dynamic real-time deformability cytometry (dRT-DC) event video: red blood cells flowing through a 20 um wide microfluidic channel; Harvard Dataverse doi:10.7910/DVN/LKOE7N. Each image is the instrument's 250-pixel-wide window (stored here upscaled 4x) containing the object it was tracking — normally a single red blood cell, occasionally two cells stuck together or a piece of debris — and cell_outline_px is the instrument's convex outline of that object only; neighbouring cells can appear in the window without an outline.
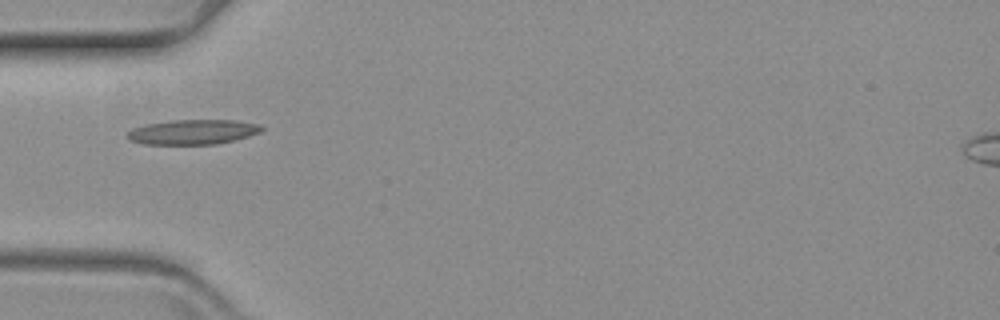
{"species": "common noctule bat (a hibernating species)", "species_latin": "Nyctalus noctula", "temperature_condition": "warm", "stored_images_in_passage": 42, "camera_frame_rate_fps": 3000, "um_per_image_px": 0.085, "animal": {"sex": "female", "body_mass_g": 19.3, "forearm_length_mm": 54.1}, "frame": {"image": 1, "passage_image": 1, "time_ms": 0.0, "image_size_px": [1000, 320], "cell_outline_px": [[264, 128], [260, 132], [248, 136], [216, 144], [144, 144], [128, 140], [124, 136], [132, 128], [144, 124], [168, 120], [236, 120], [260, 124]], "centroid_in_image_um": [16.33, 11.21], "position_along_channel_um": 68.7, "area_um2": 19.59}}
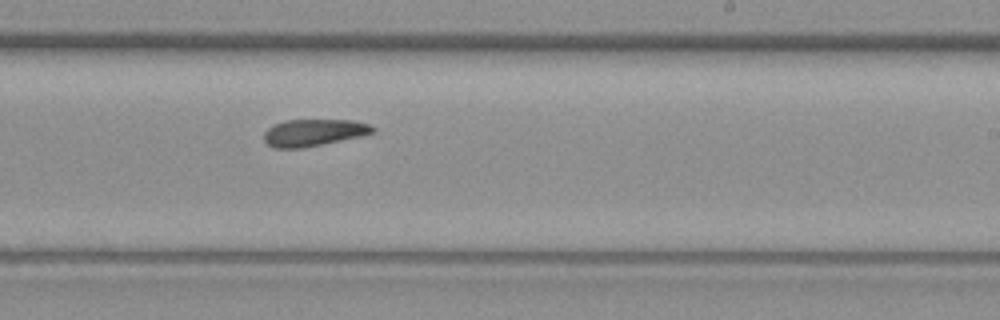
{"frame": {"image": 2, "passage_image": 18, "time_ms": 5.667, "image_size_px": [1000, 320], "cell_outline_px": [[376, 128], [372, 132], [360, 136], [300, 148], [276, 148], [268, 144], [264, 140], [264, 132], [272, 124], [284, 120], [352, 120], [368, 124]], "centroid_in_image_um": [26.61, 11.25], "position_along_channel_um": 262.4, "area_um2": 16.82}}
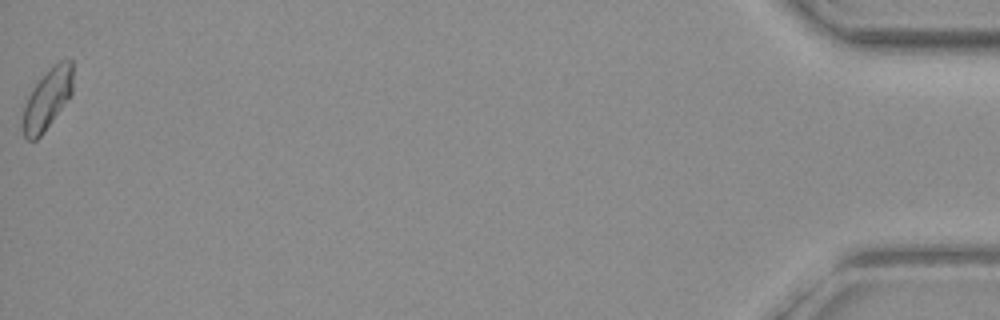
{"frame": {"image": 3, "passage_image": 42, "time_ms": 13.667, "image_size_px": [1000, 320], "cell_outline_px": [[72, 92], [68, 100], [44, 132], [36, 140], [28, 140], [24, 136], [20, 124], [24, 104], [32, 88], [60, 60], [72, 60]], "centroid_in_image_um": [3.98, 8.5], "position_along_channel_um": 431.2, "area_um2": 17.57}}